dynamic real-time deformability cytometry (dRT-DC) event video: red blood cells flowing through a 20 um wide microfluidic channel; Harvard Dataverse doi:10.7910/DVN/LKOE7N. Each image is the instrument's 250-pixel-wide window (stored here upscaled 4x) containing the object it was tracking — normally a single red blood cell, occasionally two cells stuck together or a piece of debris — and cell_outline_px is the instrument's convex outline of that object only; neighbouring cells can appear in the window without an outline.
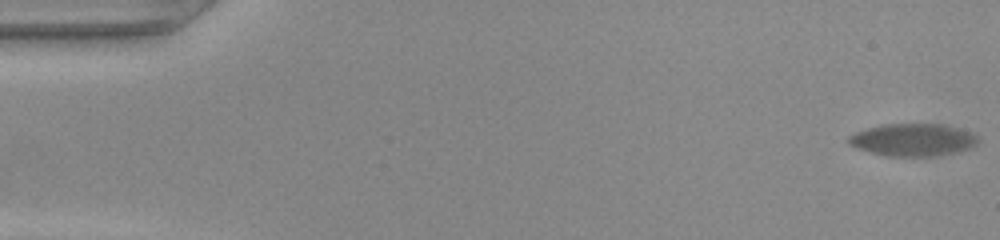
{"species": "common noctule bat (a hibernating species)", "species_latin": "Nyctalus noctula", "temperature_condition": "warm", "stored_images_in_passage": 59, "segment_of_instrument_passage": [1, 2], "camera_frame_rate_fps": 3000, "um_per_image_px": 0.085, "animal": {"sex": "female", "body_mass_g": 22.0, "forearm_length_mm": 56.7}, "frame": {"image": 1, "passage_image": 1, "time_ms": 0.0, "image_size_px": [1000, 240], "cell_outline_px": [[976, 144], [968, 148], [956, 152], [932, 156], [888, 156], [872, 152], [848, 144], [844, 140], [848, 136], [856, 132], [868, 128], [884, 124], [940, 124], [976, 136]], "centroid_in_image_um": [77.49, 11.89], "position_along_channel_um": 7.5, "area_um2": 23.76}}
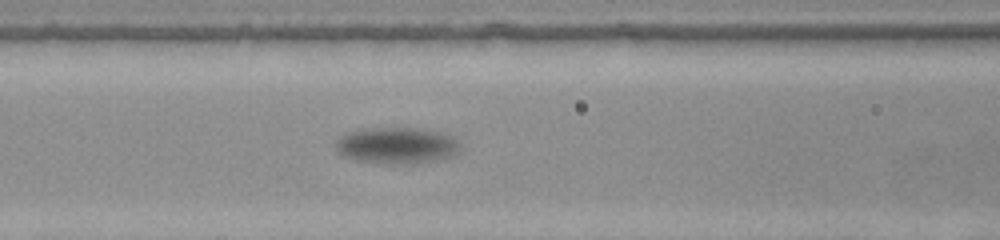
{"frame": {"image": 2, "passage_image": 25, "time_ms": 8.0, "image_size_px": [1000, 240], "cell_outline_px": [[460, 152], [456, 156], [440, 160], [412, 164], [380, 164], [352, 160], [336, 152], [336, 140], [340, 136], [356, 128], [416, 128], [444, 132], [456, 136], [460, 144]], "centroid_in_image_um": [33.76, 12.38], "position_along_channel_um": 132.8, "area_um2": 27.51}}
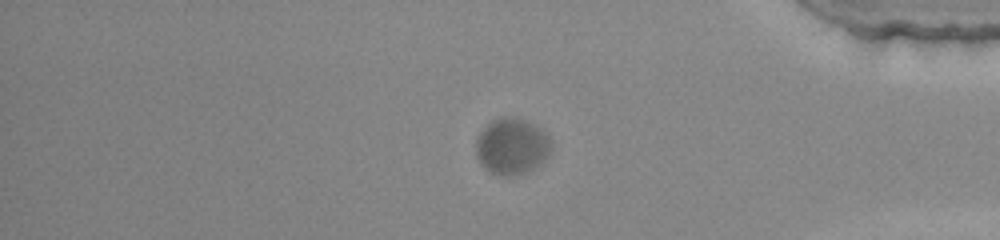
{"frame": {"image": 3, "passage_image": 49, "time_ms": 16.0, "image_size_px": [1000, 240], "cell_outline_px": [[552, 148], [548, 156], [540, 164], [528, 172], [512, 176], [500, 176], [484, 168], [480, 164], [476, 156], [476, 140], [480, 132], [492, 120], [504, 116], [516, 116], [532, 124], [544, 132]], "centroid_in_image_um": [43.48, 12.45], "position_along_channel_um": 391.7, "area_um2": 24.68}}